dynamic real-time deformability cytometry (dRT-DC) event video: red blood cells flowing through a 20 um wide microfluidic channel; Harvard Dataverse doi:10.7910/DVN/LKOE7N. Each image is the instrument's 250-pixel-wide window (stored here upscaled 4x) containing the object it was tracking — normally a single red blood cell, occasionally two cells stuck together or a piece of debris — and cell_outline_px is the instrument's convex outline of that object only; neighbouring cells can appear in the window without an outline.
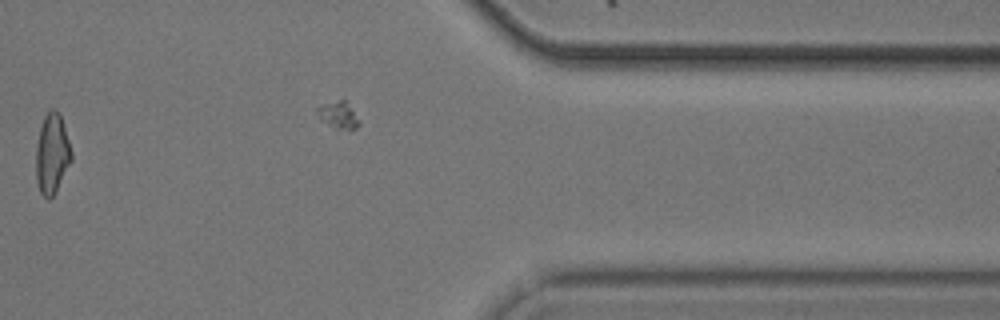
{"species": "common noctule bat (a hibernating species)", "species_latin": "Nyctalus noctula", "temperature_condition": "cold", "stored_images_in_passage": 37, "camera_frame_rate_fps": 3000, "um_per_image_px": 0.085, "animal": {"sex": "male", "body_mass_g": 20.5, "forearm_length_mm": 52.5}, "frame": {"image": 1, "passage_image": 30, "time_ms": 9.667, "image_size_px": [1000, 320], "cell_outline_px": [[72, 160], [56, 192], [48, 200], [40, 192], [36, 180], [36, 144], [40, 128], [44, 116], [52, 108], [56, 108], [60, 116], [72, 152]], "centroid_in_image_um": [4.41, 13.09], "position_along_channel_um": 407.0, "area_um2": 16.47}}